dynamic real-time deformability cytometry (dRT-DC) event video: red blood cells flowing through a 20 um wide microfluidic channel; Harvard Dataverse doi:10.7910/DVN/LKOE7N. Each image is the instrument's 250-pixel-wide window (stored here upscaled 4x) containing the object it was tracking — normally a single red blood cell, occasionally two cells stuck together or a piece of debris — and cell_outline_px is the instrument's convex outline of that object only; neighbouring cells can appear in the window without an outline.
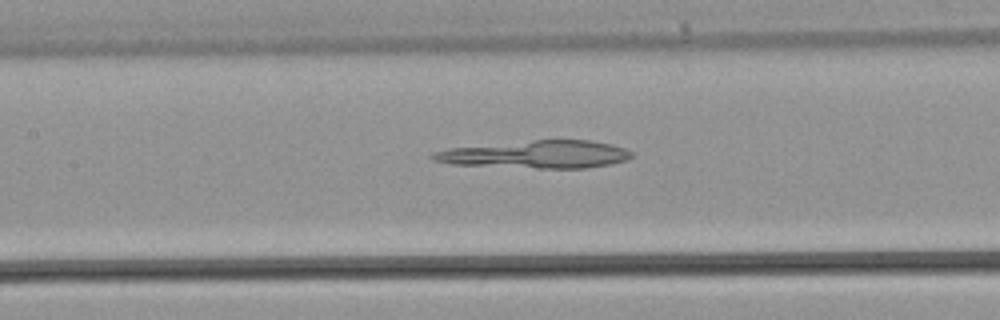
{"species": "common noctule bat (a hibernating species)", "species_latin": "Nyctalus noctula", "temperature_condition": "warm", "stored_images_in_passage": 17, "segment_of_instrument_passage": [1, 2], "camera_frame_rate_fps": 3000, "um_per_image_px": 0.085, "animal": {"sex": "male", "body_mass_g": 21.5, "forearm_length_mm": 52.0}, "frame": {"image": 1, "passage_image": 15, "time_ms": 4.667, "image_size_px": [1000, 320], "cell_outline_px": [[632, 156], [628, 160], [612, 164], [584, 168], [536, 168], [452, 164], [432, 160], [428, 156], [432, 152], [448, 148], [532, 140], [592, 140], [612, 144], [624, 148], [632, 152]], "centroid_in_image_um": [45.57, 13.12], "position_along_channel_um": 161.8, "area_um2": 32.14}}